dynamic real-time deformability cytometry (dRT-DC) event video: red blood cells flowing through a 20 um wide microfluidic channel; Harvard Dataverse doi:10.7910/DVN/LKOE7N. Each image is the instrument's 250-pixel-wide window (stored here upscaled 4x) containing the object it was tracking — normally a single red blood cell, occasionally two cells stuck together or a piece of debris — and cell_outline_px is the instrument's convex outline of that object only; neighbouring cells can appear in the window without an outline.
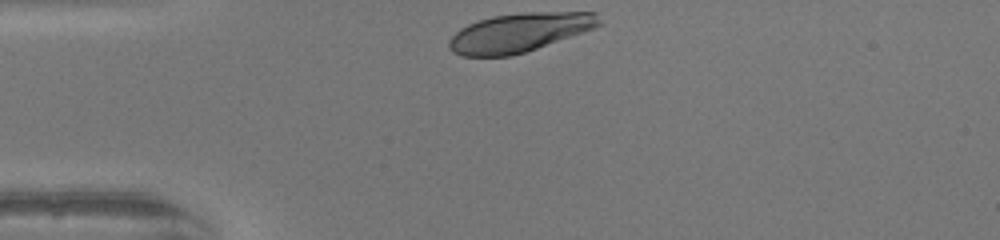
{"species": "human", "species_latin": "Homo sapiens", "temperature_condition": "warm", "stored_images_in_passage": 29, "camera_frame_rate_fps": 3000, "um_per_image_px": 0.085, "donor": {"sex": "female"}, "frame": {"image": 1, "passage_image": 1, "time_ms": 0.0, "image_size_px": [1000, 240], "cell_outline_px": [[604, 24], [596, 28], [512, 56], [460, 56], [452, 52], [448, 48], [448, 40], [460, 28], [468, 24], [492, 16], [520, 12], [596, 12]], "centroid_in_image_um": [44.15, 2.76], "position_along_channel_um": 40.8, "area_um2": 34.22}}
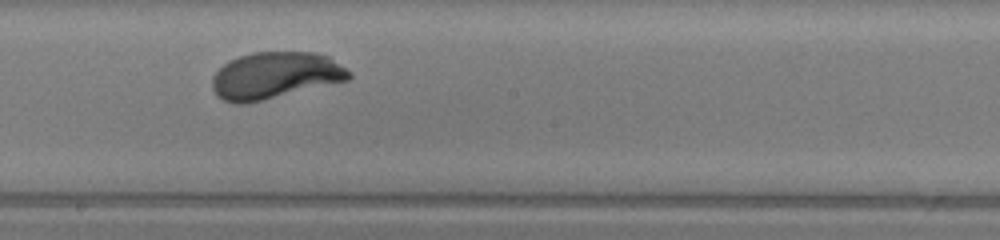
{"frame": {"image": 2, "passage_image": 17, "time_ms": 5.333, "image_size_px": [1000, 240], "cell_outline_px": [[352, 76], [348, 80], [244, 104], [236, 104], [224, 100], [216, 96], [212, 88], [212, 76], [224, 64], [240, 56], [252, 52], [316, 52], [328, 56], [352, 72]], "centroid_in_image_um": [23.38, 6.41], "position_along_channel_um": 224.8, "area_um2": 37.05}}
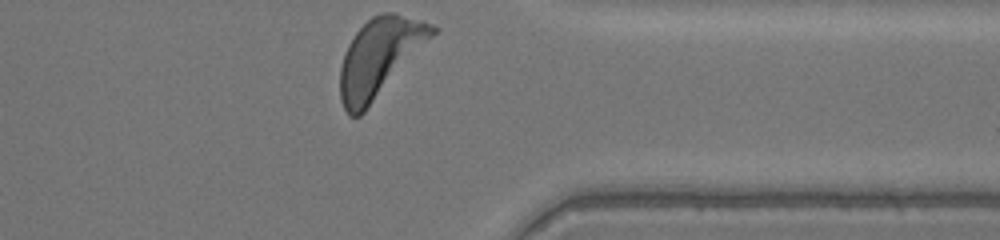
{"frame": {"image": 3, "passage_image": 29, "time_ms": 9.333, "image_size_px": [1000, 240], "cell_outline_px": [[440, 28], [364, 112], [360, 116], [348, 116], [340, 100], [340, 68], [348, 44], [356, 32], [372, 16], [380, 12], [396, 12], [432, 24]], "centroid_in_image_um": [32.25, 4.86], "position_along_channel_um": 379.2, "area_um2": 41.44}, "authors_computed_cell_mechanics": {"area_um2": 36.992, "velocity_mm_per_s": 4.046, "shape_relaxation_time_tau1_ms": 2.2119, "shape_relaxation_time_tau2_ms": null, "deformation_change_tau1": 0.1641, "deformation_change_tau2": null}}